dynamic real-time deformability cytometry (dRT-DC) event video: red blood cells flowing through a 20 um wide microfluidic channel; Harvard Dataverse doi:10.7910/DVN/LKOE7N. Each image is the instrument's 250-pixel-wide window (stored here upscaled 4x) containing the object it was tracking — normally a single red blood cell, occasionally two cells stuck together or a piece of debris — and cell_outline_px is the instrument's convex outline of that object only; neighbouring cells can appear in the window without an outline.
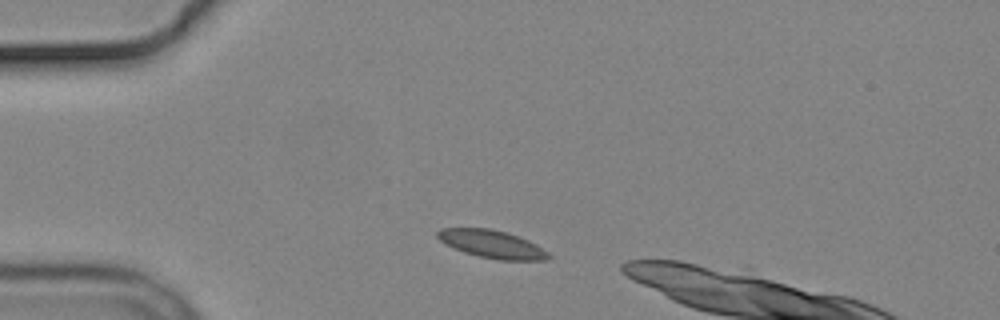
{"species": "common noctule bat (a hibernating species)", "species_latin": "Nyctalus noctula", "temperature_condition": "cold", "stored_images_in_passage": 3, "camera_frame_rate_fps": 3000, "um_per_image_px": 0.085, "animal": {"sex": "male", "body_mass_g": 19.2, "forearm_length_mm": 51.8}, "frame": {"image": 1, "passage_image": 1, "time_ms": 0.0, "image_size_px": [1000, 320], "cell_outline_px": [[552, 256], [548, 260], [500, 260], [480, 256], [464, 252], [444, 244], [436, 236], [436, 232], [440, 228], [488, 228], [508, 232], [528, 240], [536, 244], [548, 252]], "centroid_in_image_um": [41.82, 20.74], "position_along_channel_um": 43.2, "area_um2": 18.09}}